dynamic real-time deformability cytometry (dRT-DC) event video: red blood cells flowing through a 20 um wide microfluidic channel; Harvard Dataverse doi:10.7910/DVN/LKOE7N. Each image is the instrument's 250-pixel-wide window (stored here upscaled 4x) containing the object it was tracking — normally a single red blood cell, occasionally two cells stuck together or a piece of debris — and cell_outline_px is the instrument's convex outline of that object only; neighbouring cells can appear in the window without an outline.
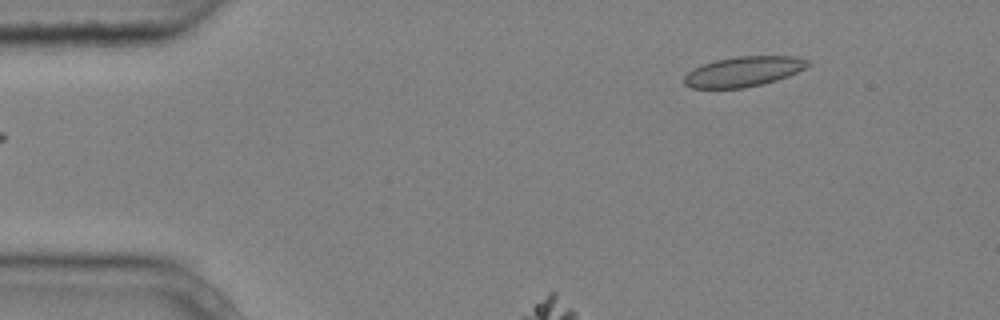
{"species": "common noctule bat (a hibernating species)", "species_latin": "Nyctalus noctula", "temperature_condition": "cold", "stored_images_in_passage": 2, "camera_frame_rate_fps": 3000, "um_per_image_px": 0.085, "animal": {"sex": "male", "body_mass_g": 20.4}, "frame": {"image": 1, "passage_image": 2, "time_ms": 0.333, "image_size_px": [1000, 320], "cell_outline_px": [[812, 64], [788, 76], [764, 84], [744, 88], [692, 88], [684, 84], [684, 76], [692, 68], [716, 60], [740, 56], [796, 56], [808, 60]], "centroid_in_image_um": [63.2, 6.08], "position_along_channel_um": 21.8, "area_um2": 21.68}}